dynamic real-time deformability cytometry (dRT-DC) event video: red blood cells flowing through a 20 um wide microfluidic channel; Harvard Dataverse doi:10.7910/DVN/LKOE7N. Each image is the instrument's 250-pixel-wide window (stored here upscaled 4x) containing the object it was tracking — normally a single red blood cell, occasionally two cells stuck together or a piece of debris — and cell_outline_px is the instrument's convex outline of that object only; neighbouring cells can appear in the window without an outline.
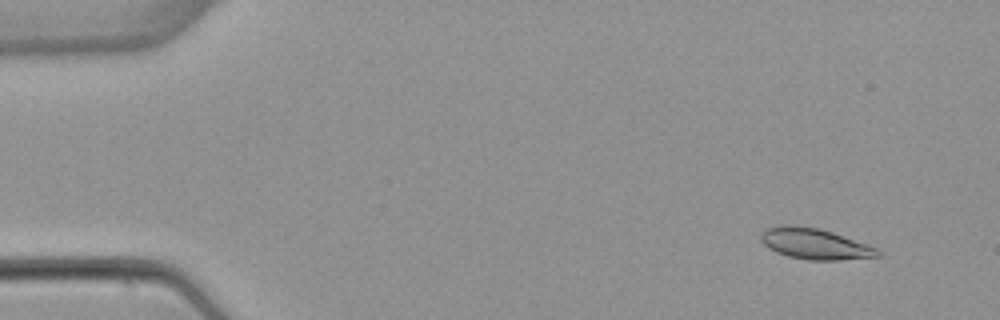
{"species": "common noctule bat (a hibernating species)", "species_latin": "Nyctalus noctula", "temperature_condition": "warm", "stored_images_in_passage": 4, "camera_frame_rate_fps": 3000, "um_per_image_px": 0.085, "animal": {"sex": "female", "body_mass_g": 22.7, "forearm_length_mm": 54.2}, "frame": {"image": 1, "passage_image": 2, "time_ms": 1.0, "image_size_px": [1000, 320], "cell_outline_px": [[880, 256], [840, 260], [808, 260], [788, 256], [776, 252], [768, 248], [760, 240], [760, 232], [764, 228], [784, 224], [792, 224], [820, 228], [832, 232], [876, 248], [880, 252]], "centroid_in_image_um": [69.18, 20.71], "position_along_channel_um": 15.8, "area_um2": 21.1}}
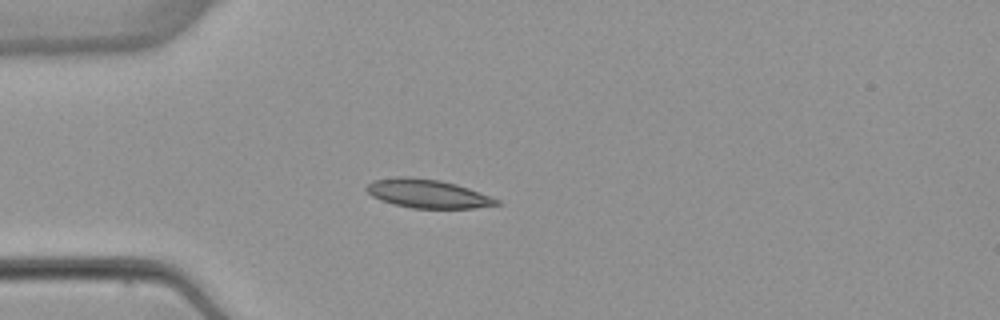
{"frame": {"image": 2, "passage_image": 4, "time_ms": 4.333, "image_size_px": [1000, 320], "cell_outline_px": [[500, 204], [472, 208], [412, 208], [392, 204], [380, 200], [372, 196], [364, 188], [372, 180], [396, 176], [408, 176], [440, 180], [456, 184], [468, 188], [500, 200]], "centroid_in_image_um": [36.29, 16.45], "position_along_channel_um": 48.7, "area_um2": 21.73}}